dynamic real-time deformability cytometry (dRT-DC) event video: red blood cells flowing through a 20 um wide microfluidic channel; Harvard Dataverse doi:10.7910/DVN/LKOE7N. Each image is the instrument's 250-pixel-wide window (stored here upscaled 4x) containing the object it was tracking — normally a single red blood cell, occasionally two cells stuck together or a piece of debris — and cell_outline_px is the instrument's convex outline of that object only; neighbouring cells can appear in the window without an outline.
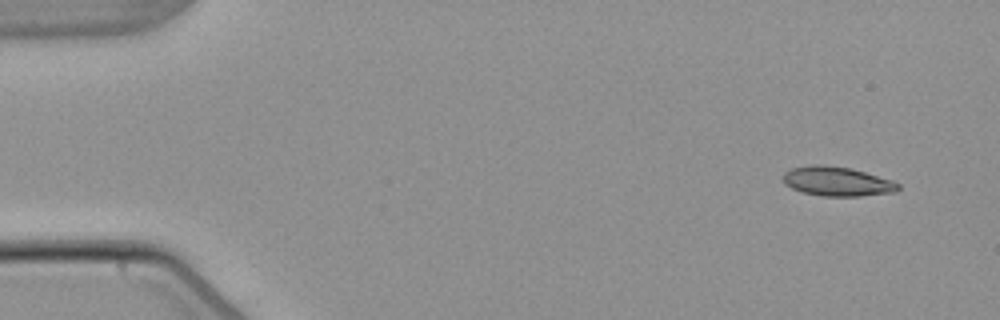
{"species": "common noctule bat (a hibernating species)", "species_latin": "Nyctalus noctula", "temperature_condition": "warm", "stored_images_in_passage": 5, "camera_frame_rate_fps": 3000, "um_per_image_px": 0.085, "animal": {"sex": "male", "body_mass_g": 21.5, "forearm_length_mm": 52.0}, "frame": {"image": 1, "passage_image": 1, "time_ms": 0.0, "image_size_px": [1000, 320], "cell_outline_px": [[900, 188], [896, 192], [860, 196], [820, 196], [804, 192], [792, 188], [784, 184], [784, 172], [792, 168], [812, 164], [824, 164], [852, 168], [892, 180], [900, 184]], "centroid_in_image_um": [71.17, 15.41], "position_along_channel_um": 13.8, "area_um2": 19.83}}
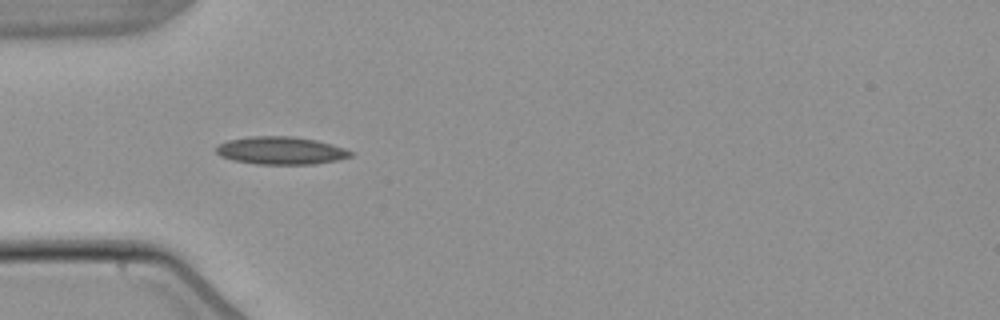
{"frame": {"image": 2, "passage_image": 4, "time_ms": 4.333, "image_size_px": [1000, 320], "cell_outline_px": [[352, 156], [336, 160], [316, 164], [256, 164], [236, 160], [220, 156], [216, 152], [216, 148], [220, 144], [228, 140], [252, 136], [292, 136], [316, 140], [332, 144], [344, 148], [352, 152]], "centroid_in_image_um": [23.89, 12.79], "position_along_channel_um": 61.1, "area_um2": 21.56}}